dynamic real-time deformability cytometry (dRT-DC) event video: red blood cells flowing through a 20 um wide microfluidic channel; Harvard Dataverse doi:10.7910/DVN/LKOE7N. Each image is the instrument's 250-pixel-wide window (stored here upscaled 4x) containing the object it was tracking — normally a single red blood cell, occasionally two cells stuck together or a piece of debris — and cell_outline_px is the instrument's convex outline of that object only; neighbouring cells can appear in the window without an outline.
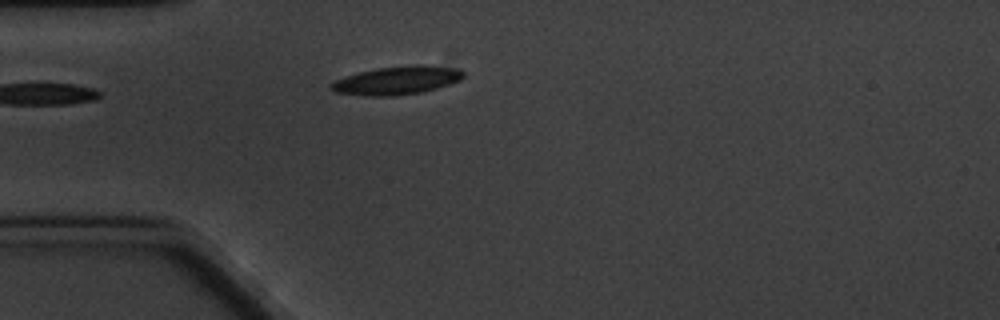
{"species": "common noctule bat (a hibernating species)", "species_latin": "Nyctalus noctula", "temperature_condition": "cold", "stored_images_in_passage": 2, "camera_frame_rate_fps": 3000, "um_per_image_px": 0.085, "animal": {"sex": "male", "body_mass_g": 20.1, "forearm_length_mm": 53.5}, "frame": {"image": 1, "passage_image": 2, "time_ms": 1.333, "image_size_px": [1000, 320], "cell_outline_px": [[464, 76], [460, 80], [436, 88], [420, 92], [392, 96], [364, 96], [336, 92], [328, 88], [328, 84], [344, 76], [376, 68], [412, 64], [424, 64], [456, 68], [464, 72]], "centroid_in_image_um": [33.7, 6.82], "position_along_channel_um": 51.3, "area_um2": 21.96}}